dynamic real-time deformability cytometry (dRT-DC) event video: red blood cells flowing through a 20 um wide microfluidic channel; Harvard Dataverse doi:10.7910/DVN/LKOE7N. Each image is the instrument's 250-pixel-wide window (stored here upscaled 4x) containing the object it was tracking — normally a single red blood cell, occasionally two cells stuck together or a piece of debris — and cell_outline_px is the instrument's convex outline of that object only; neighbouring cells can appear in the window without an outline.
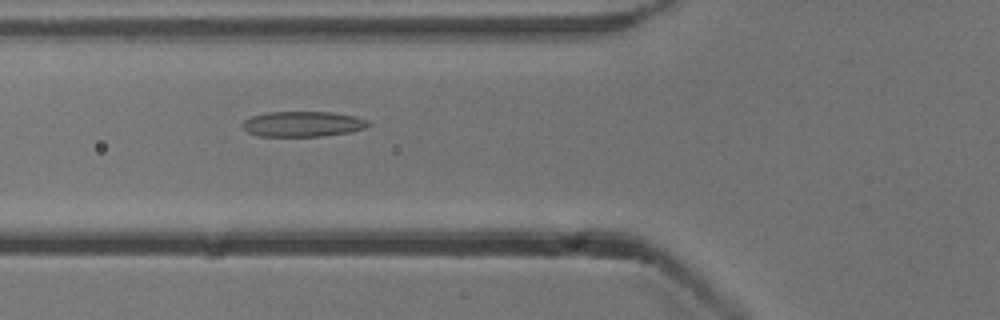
{"species": "common noctule bat (a hibernating species)", "species_latin": "Nyctalus noctula", "temperature_condition": "cold", "stored_images_in_passage": 36, "camera_frame_rate_fps": 3000, "um_per_image_px": 0.085, "animal": {"sex": "male", "body_mass_g": 13.3}, "frame": {"image": 1, "passage_image": 3, "time_ms": 0.667, "image_size_px": [1000, 320], "cell_outline_px": [[372, 124], [364, 128], [348, 132], [324, 136], [260, 136], [248, 132], [240, 124], [244, 120], [252, 116], [268, 112], [332, 112], [356, 116], [368, 120]], "centroid_in_image_um": [25.75, 10.53], "position_along_channel_um": 100.1, "area_um2": 18.61}}
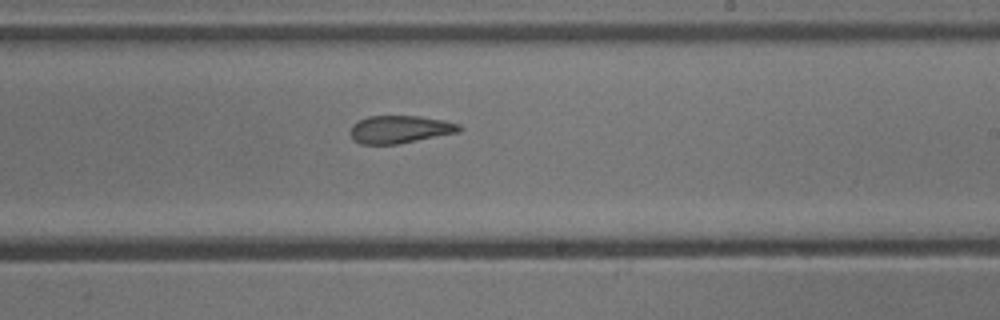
{"frame": {"image": 2, "passage_image": 15, "time_ms": 4.667, "image_size_px": [1000, 320], "cell_outline_px": [[464, 128], [460, 132], [400, 144], [360, 144], [352, 140], [348, 132], [352, 124], [368, 116], [420, 116], [444, 120], [460, 124]], "centroid_in_image_um": [33.99, 11.0], "position_along_channel_um": 255.0, "area_um2": 17.98}}
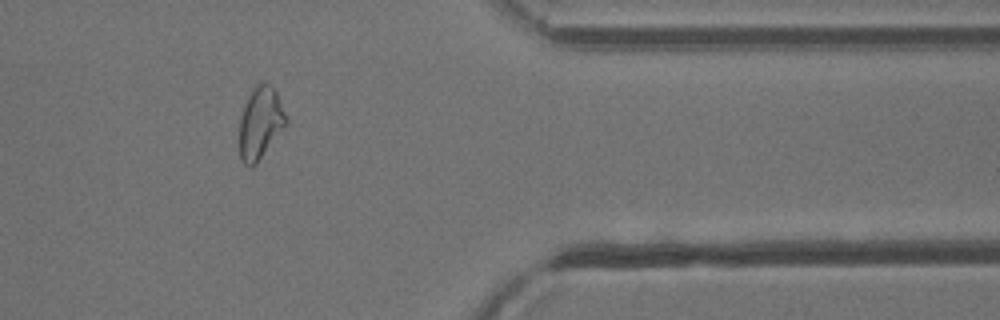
{"frame": {"image": 3, "passage_image": 27, "time_ms": 8.667, "image_size_px": [1000, 320], "cell_outline_px": [[288, 124], [256, 164], [252, 168], [244, 164], [240, 160], [240, 116], [248, 96], [252, 88], [256, 84], [272, 84], [288, 116]], "centroid_in_image_um": [22.15, 10.46], "position_along_channel_um": 389.2, "area_um2": 19.83}}